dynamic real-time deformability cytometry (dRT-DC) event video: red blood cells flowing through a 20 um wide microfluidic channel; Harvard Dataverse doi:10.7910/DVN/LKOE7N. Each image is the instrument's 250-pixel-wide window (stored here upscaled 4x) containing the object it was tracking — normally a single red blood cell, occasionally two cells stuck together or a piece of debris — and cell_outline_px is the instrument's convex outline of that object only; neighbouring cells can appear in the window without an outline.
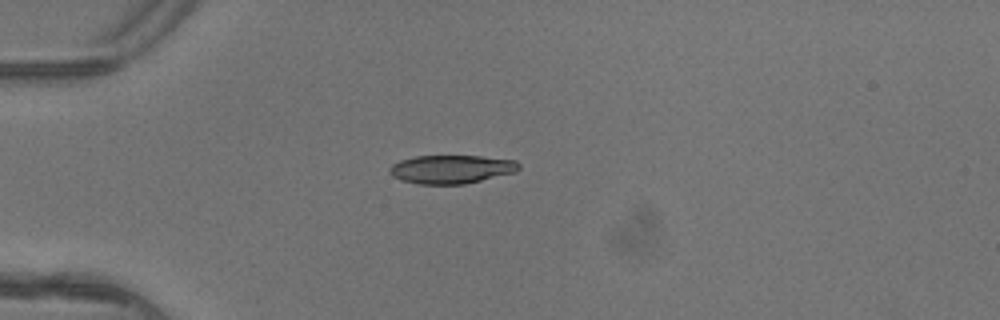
{"species": "common noctule bat (a hibernating species)", "species_latin": "Nyctalus noctula", "temperature_condition": "warm", "stored_images_in_passage": 3, "camera_frame_rate_fps": 3000, "um_per_image_px": 0.085, "animal": {"sex": "female"}, "frame": {"image": 1, "passage_image": 1, "time_ms": 0.0, "image_size_px": [1000, 320], "cell_outline_px": [[520, 168], [516, 172], [464, 184], [420, 184], [400, 180], [392, 176], [388, 172], [388, 168], [392, 164], [400, 160], [416, 156], [480, 156], [516, 160], [520, 164]], "centroid_in_image_um": [38.35, 14.38], "position_along_channel_um": 46.7, "area_um2": 21.56}}